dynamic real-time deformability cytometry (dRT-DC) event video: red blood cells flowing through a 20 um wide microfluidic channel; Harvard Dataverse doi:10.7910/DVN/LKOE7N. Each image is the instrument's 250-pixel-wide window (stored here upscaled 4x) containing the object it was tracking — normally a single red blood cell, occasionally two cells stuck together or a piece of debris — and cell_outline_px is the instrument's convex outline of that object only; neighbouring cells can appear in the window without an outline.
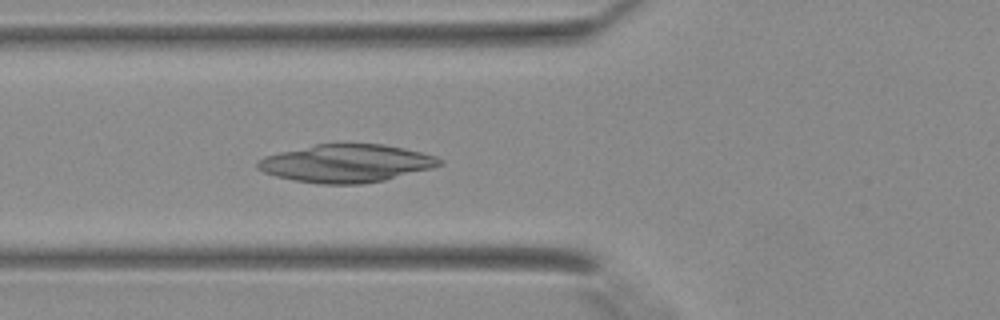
{"species": "Egyptian fruit bat (a non-hibernating species)", "species_latin": "Rousettus aegyptiacus", "temperature_condition": "warm", "stored_images_in_passage": 43, "camera_frame_rate_fps": 3000, "um_per_image_px": 0.085, "animal": {"sex": "female"}, "frame": {"image": 1, "passage_image": 17, "time_ms": 5.333, "image_size_px": [1000, 320], "cell_outline_px": [[444, 164], [432, 168], [384, 180], [360, 184], [320, 184], [296, 180], [276, 176], [264, 172], [256, 168], [256, 164], [264, 156], [280, 152], [316, 144], [384, 144], [404, 148], [436, 156]], "centroid_in_image_um": [29.44, 13.88], "position_along_channel_um": 96.4, "area_um2": 39.88}}
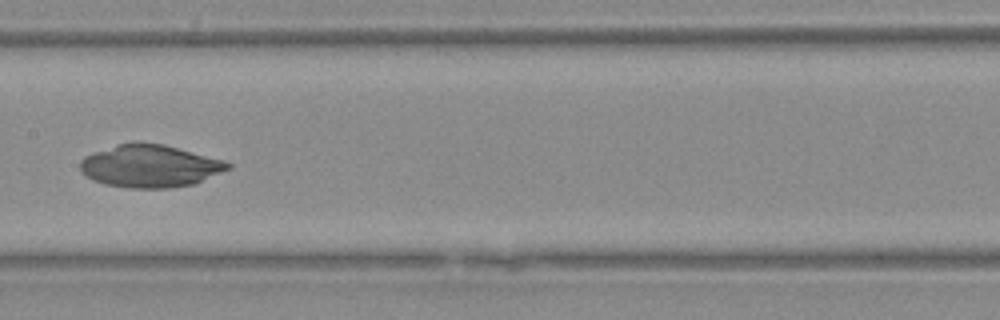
{"frame": {"image": 2, "passage_image": 23, "time_ms": 7.333, "image_size_px": [1000, 320], "cell_outline_px": [[232, 168], [192, 184], [168, 188], [128, 188], [104, 184], [92, 180], [80, 172], [80, 160], [84, 156], [92, 152], [120, 144], [164, 144], [224, 160], [232, 164]], "centroid_in_image_um": [12.73, 14.13], "position_along_channel_um": 194.7, "area_um2": 36.3}}
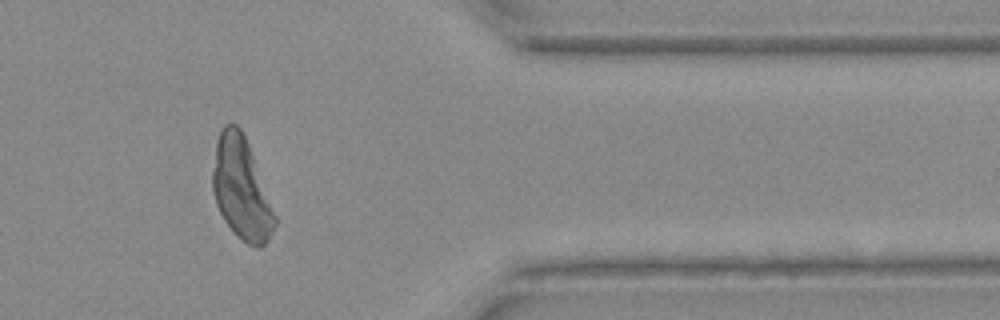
{"frame": {"image": 3, "passage_image": 36, "time_ms": 11.667, "image_size_px": [1000, 320], "cell_outline_px": [[276, 224], [268, 240], [260, 248], [256, 248], [248, 244], [224, 220], [216, 204], [212, 188], [212, 172], [216, 144], [220, 132], [224, 124], [236, 124], [240, 128], [248, 144], [276, 216]], "centroid_in_image_um": [20.5, 16.03], "position_along_channel_um": 390.9, "area_um2": 36.13}}